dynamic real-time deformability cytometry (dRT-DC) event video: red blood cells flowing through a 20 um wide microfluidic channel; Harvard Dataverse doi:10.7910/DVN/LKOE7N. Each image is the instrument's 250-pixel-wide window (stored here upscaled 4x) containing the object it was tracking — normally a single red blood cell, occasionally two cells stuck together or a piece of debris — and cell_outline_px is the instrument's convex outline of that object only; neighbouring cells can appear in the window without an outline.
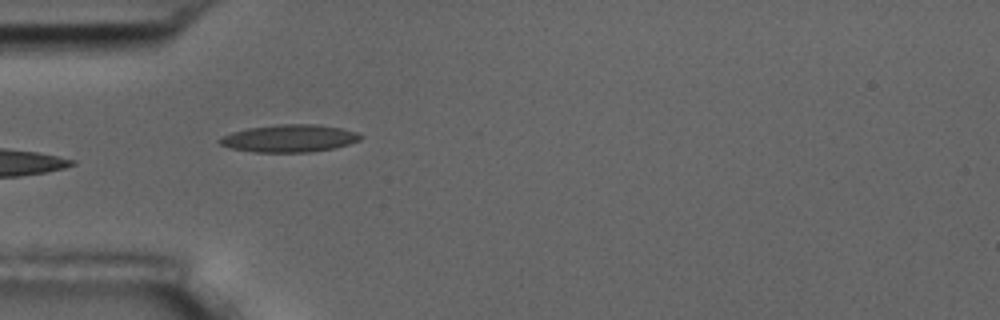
{"species": "common noctule bat (a hibernating species)", "species_latin": "Nyctalus noctula", "temperature_condition": "room temperature", "stored_images_in_passage": 15, "camera_frame_rate_fps": 3000, "um_per_image_px": 0.085, "animal": {"sex": "male", "body_mass_g": 17.5, "forearm_length_mm": 52.3}, "frame": {"image": 1, "passage_image": 5, "time_ms": 5.333, "image_size_px": [1000, 320], "cell_outline_px": [[364, 136], [360, 140], [336, 148], [308, 152], [252, 152], [232, 148], [220, 144], [216, 140], [232, 132], [248, 128], [280, 124], [316, 124], [340, 128], [356, 132]], "centroid_in_image_um": [24.61, 11.76], "position_along_channel_um": 60.4, "area_um2": 22.48}}
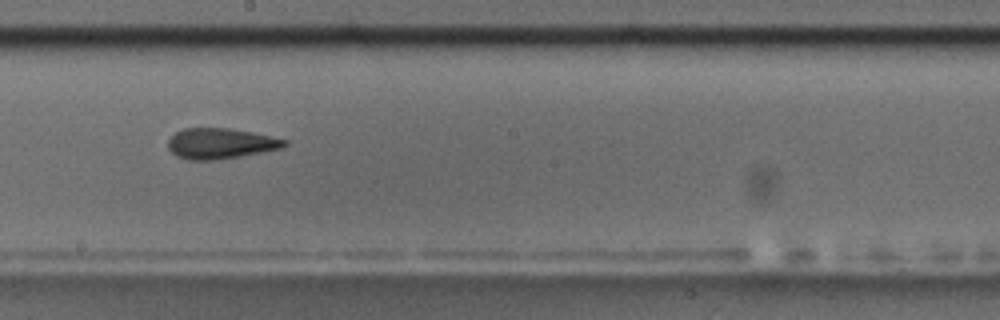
{"frame": {"image": 2, "passage_image": 9, "time_ms": 10.0, "image_size_px": [1000, 320], "cell_outline_px": [[288, 144], [280, 148], [264, 152], [212, 160], [188, 160], [176, 156], [168, 148], [168, 140], [176, 132], [184, 128], [228, 128], [252, 132], [288, 140]], "centroid_in_image_um": [18.73, 12.19], "position_along_channel_um": 229.5, "area_um2": 20.63}, "authors_computed_cell_mechanics": {"area_um2": 20.6346, "velocity_mm_per_s": 3.6745, "shape_relaxation_time_tau1_ms": 4.4773, "shape_relaxation_time_tau2_ms": null, "deformation_change_tau1": 0.1199, "deformation_change_tau2": null}}